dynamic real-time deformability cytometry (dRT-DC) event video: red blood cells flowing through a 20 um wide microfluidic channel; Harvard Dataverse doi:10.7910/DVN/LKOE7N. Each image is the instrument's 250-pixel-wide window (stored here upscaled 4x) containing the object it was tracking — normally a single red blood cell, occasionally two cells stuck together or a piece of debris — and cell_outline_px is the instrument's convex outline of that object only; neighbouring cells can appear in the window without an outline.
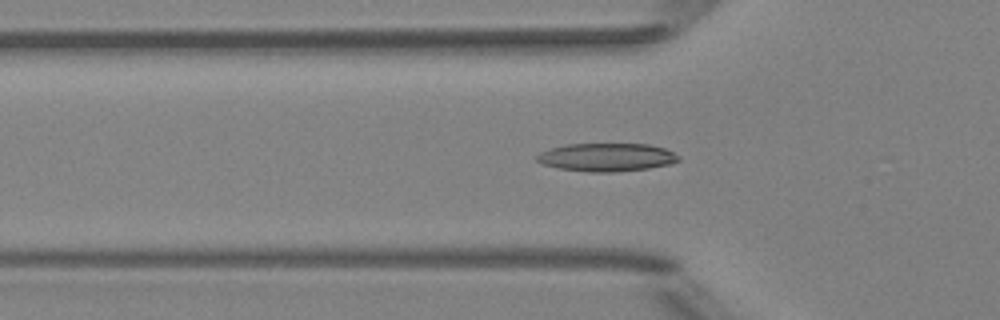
{"species": "Egyptian fruit bat (a non-hibernating species)", "species_latin": "Rousettus aegyptiacus", "temperature_condition": "room temperature", "stored_images_in_passage": 42, "camera_frame_rate_fps": 3000, "um_per_image_px": 0.085, "animal": {"sex": "female"}, "frame": {"image": 1, "passage_image": 7, "time_ms": 2.0, "image_size_px": [1000, 320], "cell_outline_px": [[680, 160], [672, 164], [648, 168], [612, 172], [588, 172], [560, 168], [544, 164], [536, 160], [536, 156], [540, 152], [552, 148], [568, 144], [648, 144], [664, 148], [680, 156]], "centroid_in_image_um": [51.6, 13.36], "position_along_channel_um": 74.2, "area_um2": 23.12}}
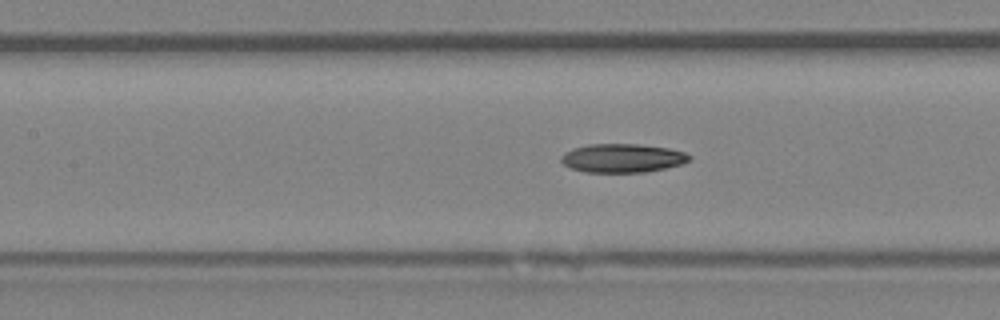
{"frame": {"image": 2, "passage_image": 13, "time_ms": 4.0, "image_size_px": [1000, 320], "cell_outline_px": [[692, 156], [688, 160], [680, 164], [664, 168], [644, 172], [584, 172], [572, 168], [564, 164], [560, 160], [560, 156], [564, 152], [572, 148], [588, 144], [640, 144], [668, 148], [684, 152]], "centroid_in_image_um": [52.86, 13.43], "position_along_channel_um": 154.5, "area_um2": 21.39}}
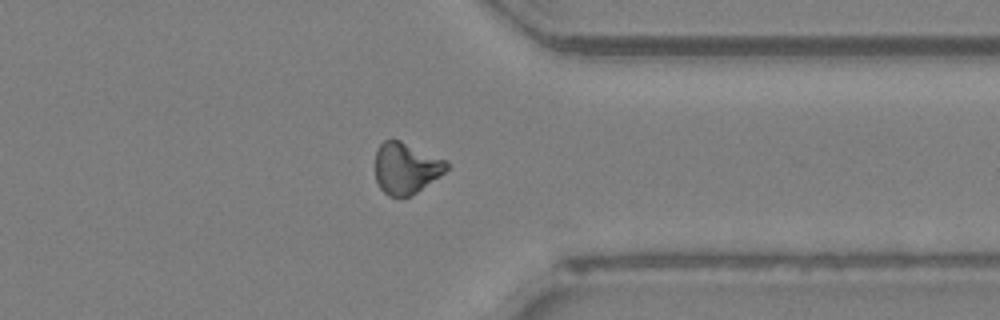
{"frame": {"image": 3, "passage_image": 30, "time_ms": 9.667, "image_size_px": [1000, 320], "cell_outline_px": [[452, 164], [440, 176], [412, 196], [388, 196], [380, 188], [376, 180], [376, 152], [380, 144], [384, 140], [400, 140], [448, 160]], "centroid_in_image_um": [34.55, 14.29], "position_along_channel_um": 376.9, "area_um2": 21.5}}